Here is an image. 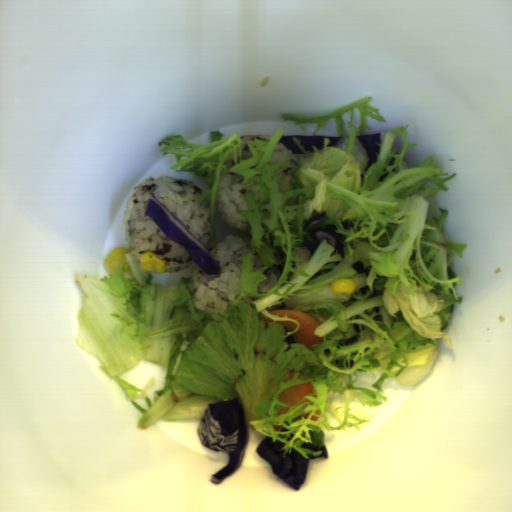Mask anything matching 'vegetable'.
Instances as JSON below:
<instances>
[{
    "label": "vegetable",
    "mask_w": 512,
    "mask_h": 512,
    "mask_svg": "<svg viewBox=\"0 0 512 512\" xmlns=\"http://www.w3.org/2000/svg\"><path fill=\"white\" fill-rule=\"evenodd\" d=\"M371 99L366 96L316 116L282 113L283 121H294L303 130V124L316 123L313 136L335 119L337 137H344L336 146H328L331 141L325 137L322 149L312 146L314 152L293 137L304 154H294L299 161L288 171L291 187L287 192L280 191L278 180L283 174H275L286 161H269L285 134L283 126L272 136L247 140L250 159H242L239 132L223 138L220 129L211 131L205 145L177 134L158 142L162 155L176 156L171 170L195 173L212 184L200 195L202 202L211 196V229L219 182L226 172L242 175L244 189L256 187L243 195L247 209L238 210L252 235L251 250L239 265L241 294L225 312H219L222 320L197 312L189 290L193 278L181 277L173 286L152 284L154 275L130 252L124 255L128 271L124 262L100 279L87 273L75 275L84 294L75 342L97 356L100 368L126 389L130 400L145 398L147 408L130 402L141 413L136 422L139 429L161 419H202L210 403L238 399L246 427L284 444L279 450L283 454L294 449L306 459L307 455L319 457L322 450L301 446L320 449L325 441L323 429L361 431L360 425L370 422L351 413L350 398L362 407L378 408L388 401L383 395L387 378L413 388L429 374L439 354L438 338L452 350L435 313L462 303L456 286L463 282L453 263L456 254L463 257L468 244L445 237L449 210L439 207V218L429 216L426 199L448 191L445 183L457 172H444L432 156L419 167L402 164L407 148L417 145L409 142V124L385 133L377 143L376 162L365 170L369 157L357 135L372 129L367 116L387 123L379 109L369 105ZM354 108L361 111L357 128L352 123ZM350 110L346 136L341 115ZM399 132L404 145L400 154H394L392 144ZM386 172L388 177L379 182ZM321 212L328 218L312 228L337 224L336 232L347 237L344 259L338 253L330 256L334 247L324 239L313 254L301 246L305 223ZM347 219L354 222L350 230L341 225ZM358 261L370 268L367 278L352 267ZM345 277L356 282V289L334 296L331 282ZM279 308L318 318L321 325L315 335L323 342L309 349L284 343L299 326L287 332L276 323L286 320L298 325L295 319L268 311ZM141 360L166 369L165 386L155 391L153 405L147 395L152 378L139 390L119 376ZM364 371L376 378L372 391L354 388L356 373ZM310 381L313 393L277 415L279 408L287 406L278 401L281 391ZM330 391L342 394L345 405L333 410L327 402ZM310 410L308 418L301 417ZM327 411L339 427L328 424ZM312 415L318 421L310 420ZM273 424L282 428L275 431Z\"/></svg>",
    "instance_id": "vegetable-1"
},
{
    "label": "vegetable",
    "mask_w": 512,
    "mask_h": 512,
    "mask_svg": "<svg viewBox=\"0 0 512 512\" xmlns=\"http://www.w3.org/2000/svg\"><path fill=\"white\" fill-rule=\"evenodd\" d=\"M452 316H453V314H444V319H445L447 325L450 323Z\"/></svg>",
    "instance_id": "vegetable-2"
}]
</instances>
